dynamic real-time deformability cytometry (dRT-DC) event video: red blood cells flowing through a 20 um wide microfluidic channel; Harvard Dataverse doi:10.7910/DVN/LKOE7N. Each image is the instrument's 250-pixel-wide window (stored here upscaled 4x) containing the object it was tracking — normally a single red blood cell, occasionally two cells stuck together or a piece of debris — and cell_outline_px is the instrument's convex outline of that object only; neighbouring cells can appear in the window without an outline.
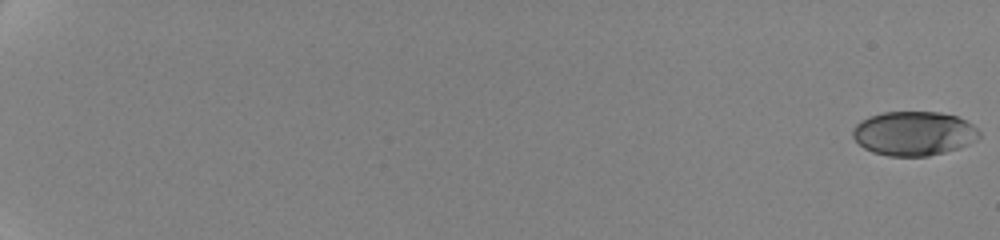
{"species": "human", "species_latin": "Homo sapiens", "temperature_condition": "cold", "stored_images_in_passage": 12, "camera_frame_rate_fps": 3000, "um_per_image_px": 0.085, "donor": {"sex": "female"}, "frame": {"image": 1, "passage_image": 1, "time_ms": 0.0, "image_size_px": [1000, 240], "cell_outline_px": [[980, 136], [968, 144], [944, 152], [928, 156], [888, 156], [872, 152], [864, 148], [852, 136], [852, 128], [860, 120], [868, 116], [884, 112], [940, 112], [956, 116], [972, 124], [980, 132]], "centroid_in_image_um": [77.63, 11.33], "position_along_channel_um": 7.4, "area_um2": 32.54}}
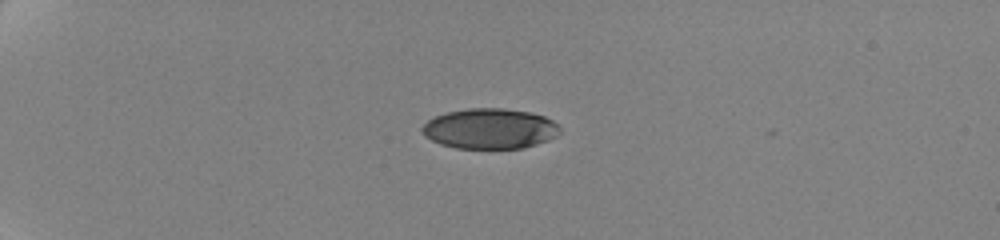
{"frame": {"image": 2, "passage_image": 9, "time_ms": 6.0, "image_size_px": [1000, 240], "cell_outline_px": [[560, 132], [556, 136], [548, 140], [524, 148], [456, 148], [440, 144], [424, 136], [420, 128], [428, 120], [444, 112], [468, 108], [504, 108], [528, 112], [544, 116], [552, 120], [560, 128]], "centroid_in_image_um": [41.61, 10.93], "position_along_channel_um": 43.4, "area_um2": 32.43}}
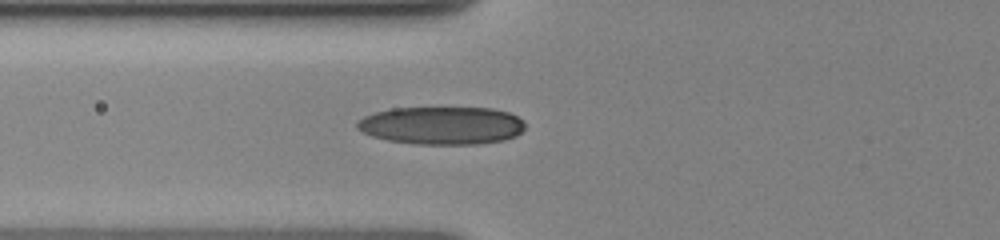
{"frame": {"image": 3, "passage_image": 12, "time_ms": 9.0, "image_size_px": [1000, 240], "cell_outline_px": [[524, 128], [516, 136], [504, 140], [480, 144], [416, 144], [388, 140], [372, 136], [356, 128], [356, 124], [364, 116], [376, 112], [392, 108], [492, 108], [508, 112], [524, 120]], "centroid_in_image_um": [37.57, 10.67], "position_along_channel_um": 88.2, "area_um2": 37.05}}